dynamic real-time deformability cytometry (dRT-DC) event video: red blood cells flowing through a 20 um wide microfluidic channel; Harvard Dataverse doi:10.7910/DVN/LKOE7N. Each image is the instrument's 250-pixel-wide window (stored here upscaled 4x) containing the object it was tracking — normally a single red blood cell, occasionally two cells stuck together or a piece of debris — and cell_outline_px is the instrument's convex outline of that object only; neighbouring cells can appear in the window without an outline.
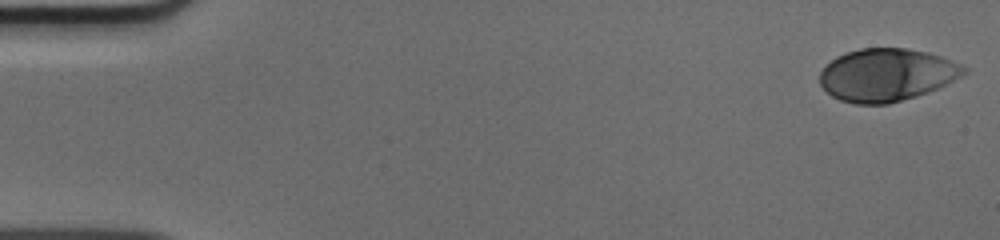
{"species": "human", "species_latin": "Homo sapiens", "temperature_condition": "cold", "stored_images_in_passage": 50, "camera_frame_rate_fps": 3000, "um_per_image_px": 0.085, "donor": {"sex": "male"}, "frame": {"image": 1, "passage_image": 1, "time_ms": 0.0, "image_size_px": [1000, 240], "cell_outline_px": [[968, 72], [936, 88], [916, 96], [888, 104], [852, 104], [840, 100], [832, 96], [820, 84], [820, 72], [836, 56], [844, 52], [860, 48], [908, 48], [928, 52], [940, 56], [960, 64], [968, 68]], "centroid_in_image_um": [75.35, 6.36], "position_along_channel_um": 9.7, "area_um2": 44.04}}
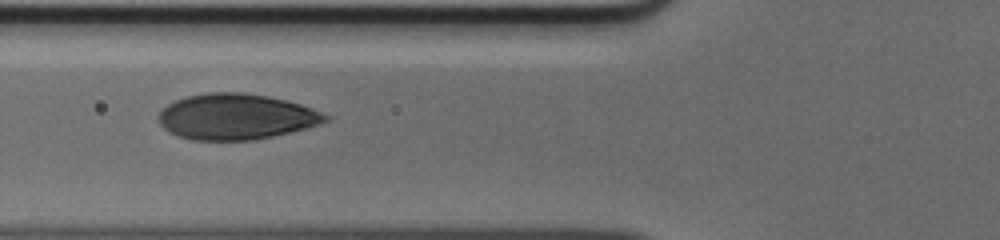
{"frame": {"image": 2, "passage_image": 19, "time_ms": 6.0, "image_size_px": [1000, 240], "cell_outline_px": [[328, 120], [320, 124], [272, 136], [252, 140], [192, 140], [176, 136], [164, 128], [156, 120], [156, 116], [168, 104], [176, 100], [188, 96], [208, 92], [240, 92], [268, 96], [300, 104], [324, 112], [328, 116]], "centroid_in_image_um": [20.03, 9.92], "position_along_channel_um": 105.8, "area_um2": 44.39}}
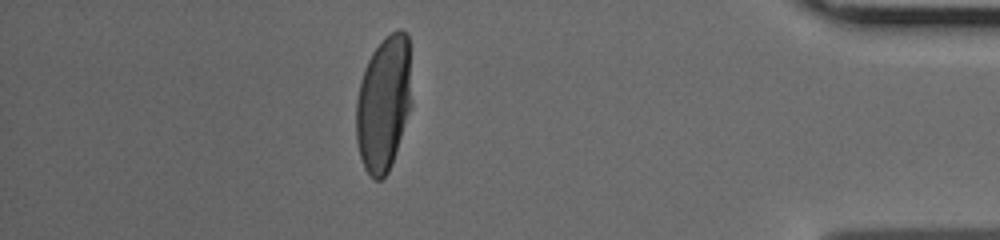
{"frame": {"image": 3, "passage_image": 44, "time_ms": 14.333, "image_size_px": [1000, 240], "cell_outline_px": [[412, 104], [392, 164], [388, 172], [380, 180], [372, 180], [364, 168], [360, 156], [356, 140], [356, 100], [360, 80], [364, 68], [372, 52], [384, 36], [400, 28], [408, 32]], "centroid_in_image_um": [32.61, 8.78], "position_along_channel_um": 402.6, "area_um2": 44.39}}